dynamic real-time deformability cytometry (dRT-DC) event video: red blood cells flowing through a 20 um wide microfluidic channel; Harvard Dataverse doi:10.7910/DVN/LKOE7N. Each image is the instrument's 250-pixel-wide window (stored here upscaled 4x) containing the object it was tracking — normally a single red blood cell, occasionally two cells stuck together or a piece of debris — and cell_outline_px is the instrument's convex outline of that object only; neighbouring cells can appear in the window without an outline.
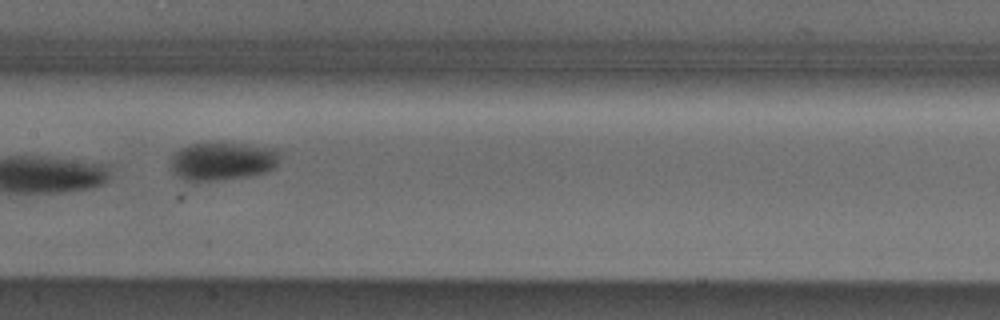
{"species": "Egyptian fruit bat (a non-hibernating species)", "species_latin": "Rousettus aegyptiacus", "temperature_condition": "cold", "stored_images_in_passage": 9, "camera_frame_rate_fps": 3000, "um_per_image_px": 0.085, "animal": {"sex": "male"}, "frame": {"image": 1, "passage_image": 7, "time_ms": 8.0, "image_size_px": [1000, 320], "cell_outline_px": [[280, 156], [276, 168], [264, 172], [248, 176], [216, 180], [184, 180], [172, 168], [172, 156], [180, 148], [192, 144], [244, 144], [276, 148], [280, 152]], "centroid_in_image_um": [18.99, 13.69], "position_along_channel_um": 188.4, "area_um2": 23.76}}
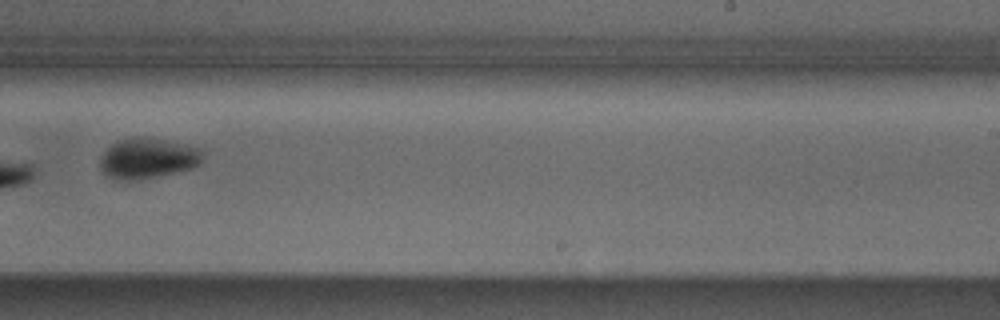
{"frame": {"image": 2, "passage_image": 9, "time_ms": 10.333, "image_size_px": [1000, 320], "cell_outline_px": [[200, 164], [192, 168], [132, 180], [124, 180], [108, 176], [100, 168], [100, 156], [112, 144], [120, 140], [132, 136], [164, 140], [200, 148]], "centroid_in_image_um": [12.5, 13.44], "position_along_channel_um": 276.5, "area_um2": 23.41}}